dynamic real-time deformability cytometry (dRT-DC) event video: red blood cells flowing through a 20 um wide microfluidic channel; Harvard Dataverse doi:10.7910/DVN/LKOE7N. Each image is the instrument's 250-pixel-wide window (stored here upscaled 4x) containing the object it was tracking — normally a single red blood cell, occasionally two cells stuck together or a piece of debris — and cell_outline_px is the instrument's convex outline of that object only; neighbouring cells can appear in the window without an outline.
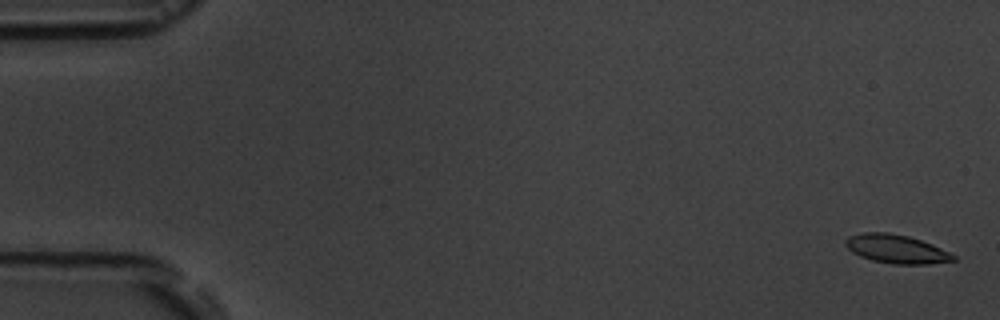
{"species": "common noctule bat (a hibernating species)", "species_latin": "Nyctalus noctula", "temperature_condition": "room temperature", "stored_images_in_passage": 7, "camera_frame_rate_fps": 3000, "um_per_image_px": 0.085, "animal": {"sex": "male", "body_mass_g": 19.5, "forearm_length_mm": 54.6}, "frame": {"image": 1, "passage_image": 1, "time_ms": 0.0, "image_size_px": [1000, 320], "cell_outline_px": [[956, 260], [928, 264], [892, 264], [872, 260], [860, 256], [852, 252], [844, 244], [844, 240], [848, 236], [864, 232], [888, 232], [908, 236], [932, 244], [956, 256]], "centroid_in_image_um": [76.16, 21.16], "position_along_channel_um": 8.8, "area_um2": 17.98}}
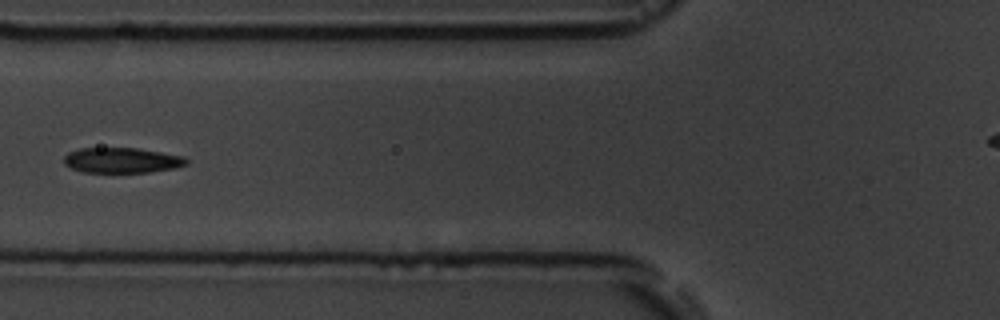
{"frame": {"image": 2, "passage_image": 7, "time_ms": 7.0, "image_size_px": [1000, 320], "cell_outline_px": [[188, 164], [176, 168], [148, 172], [84, 172], [72, 168], [64, 164], [64, 156], [68, 152], [80, 148], [136, 148], [184, 156], [188, 160]], "centroid_in_image_um": [10.37, 13.62], "position_along_channel_um": 115.4, "area_um2": 18.03}}